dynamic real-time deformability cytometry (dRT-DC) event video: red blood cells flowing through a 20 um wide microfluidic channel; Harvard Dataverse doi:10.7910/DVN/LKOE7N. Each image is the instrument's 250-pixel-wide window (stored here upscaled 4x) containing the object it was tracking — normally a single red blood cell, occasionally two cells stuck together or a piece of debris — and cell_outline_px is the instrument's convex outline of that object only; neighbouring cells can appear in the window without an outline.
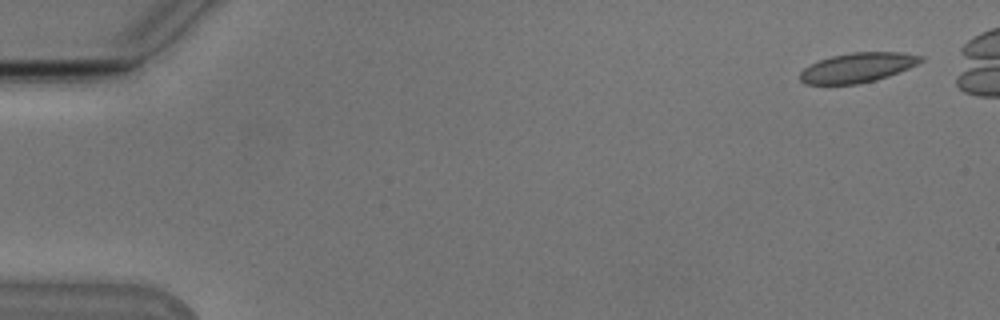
{"species": "Egyptian fruit bat (a non-hibernating species)", "species_latin": "Rousettus aegyptiacus", "temperature_condition": "cold", "stored_images_in_passage": 46, "camera_frame_rate_fps": 3000, "um_per_image_px": 0.085, "animal": {"sex": "male"}, "frame": {"image": 1, "passage_image": 1, "time_ms": 0.0, "image_size_px": [1000, 320], "cell_outline_px": [[924, 60], [908, 68], [888, 76], [876, 80], [856, 84], [804, 84], [800, 80], [800, 72], [804, 68], [820, 60], [832, 56], [852, 52], [900, 52], [924, 56]], "centroid_in_image_um": [72.9, 5.74], "position_along_channel_um": 12.1, "area_um2": 20.69}}
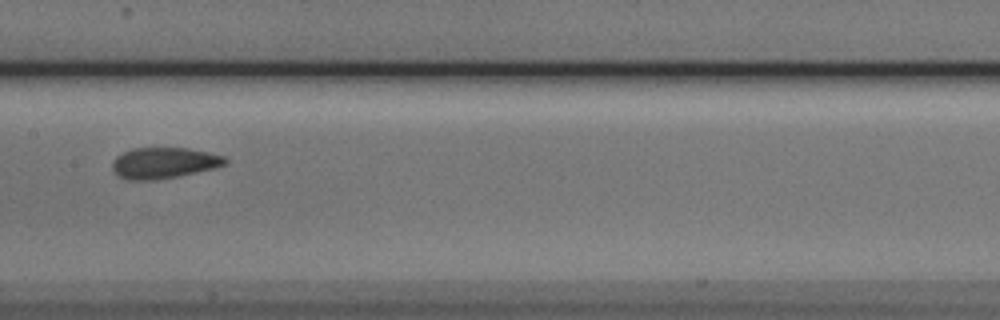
{"frame": {"image": 2, "passage_image": 26, "time_ms": 8.333, "image_size_px": [1000, 320], "cell_outline_px": [[228, 164], [212, 168], [176, 176], [152, 180], [128, 180], [112, 172], [112, 160], [116, 156], [132, 148], [188, 148], [208, 152], [224, 156], [228, 160]], "centroid_in_image_um": [13.9, 13.84], "position_along_channel_um": 193.5, "area_um2": 20.29}}
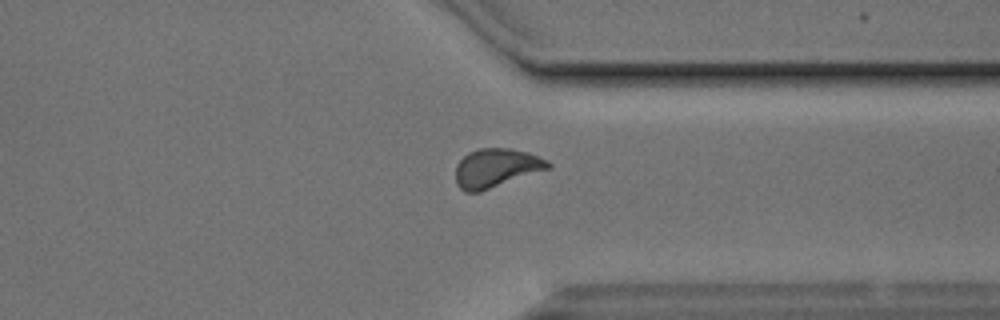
{"frame": {"image": 3, "passage_image": 40, "time_ms": 13.0, "image_size_px": [1000, 320], "cell_outline_px": [[552, 164], [548, 168], [480, 192], [464, 192], [456, 184], [456, 164], [468, 152], [480, 148], [512, 148], [528, 152], [548, 160]], "centroid_in_image_um": [42.14, 14.27], "position_along_channel_um": 369.3, "area_um2": 20.81}}